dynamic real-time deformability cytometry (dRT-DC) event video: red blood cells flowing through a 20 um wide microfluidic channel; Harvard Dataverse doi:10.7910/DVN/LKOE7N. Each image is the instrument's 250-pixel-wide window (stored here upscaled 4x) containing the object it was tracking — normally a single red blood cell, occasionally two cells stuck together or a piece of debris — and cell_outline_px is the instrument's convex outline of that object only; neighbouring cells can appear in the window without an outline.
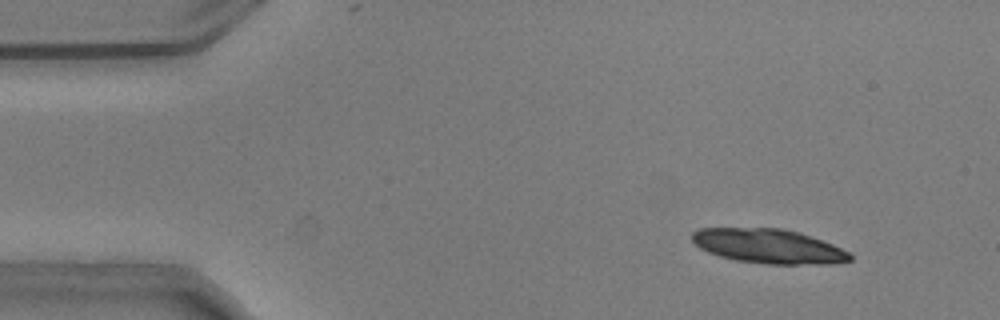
{"species": "common noctule bat (a hibernating species)", "species_latin": "Nyctalus noctula", "temperature_condition": "warm", "stored_images_in_passage": 38, "camera_frame_rate_fps": 3000, "um_per_image_px": 0.085, "animal": {"sex": "male", "body_mass_g": 20.5, "forearm_length_mm": 52.5}, "frame": {"image": 1, "passage_image": 6, "time_ms": 1.667, "image_size_px": [1000, 320], "cell_outline_px": [[852, 260], [832, 264], [768, 264], [736, 260], [720, 256], [708, 252], [700, 248], [692, 240], [692, 232], [700, 228], [780, 228], [800, 232], [832, 244], [848, 252], [852, 256]], "centroid_in_image_um": [65.33, 20.92], "position_along_channel_um": 19.7, "area_um2": 31.56}}
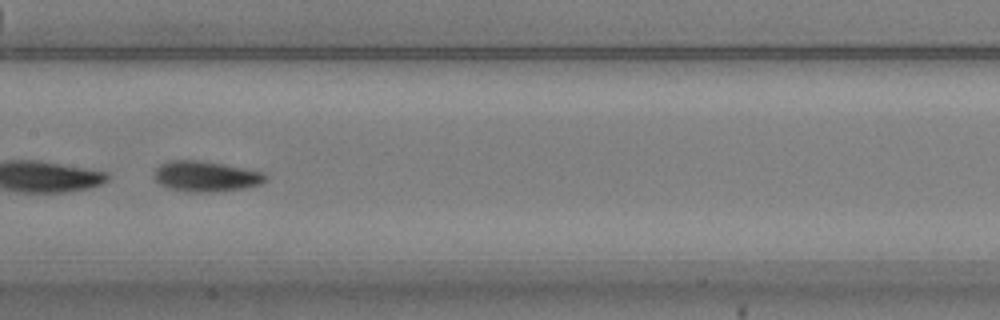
{"frame": {"image": 2, "passage_image": 27, "time_ms": 8.667, "image_size_px": [1000, 320], "cell_outline_px": [[268, 180], [260, 184], [244, 188], [212, 192], [188, 192], [168, 188], [160, 184], [152, 176], [156, 168], [160, 164], [168, 160], [200, 160], [224, 164], [264, 172], [268, 176]], "centroid_in_image_um": [17.49, 14.98], "position_along_channel_um": 189.9, "area_um2": 20.06}}